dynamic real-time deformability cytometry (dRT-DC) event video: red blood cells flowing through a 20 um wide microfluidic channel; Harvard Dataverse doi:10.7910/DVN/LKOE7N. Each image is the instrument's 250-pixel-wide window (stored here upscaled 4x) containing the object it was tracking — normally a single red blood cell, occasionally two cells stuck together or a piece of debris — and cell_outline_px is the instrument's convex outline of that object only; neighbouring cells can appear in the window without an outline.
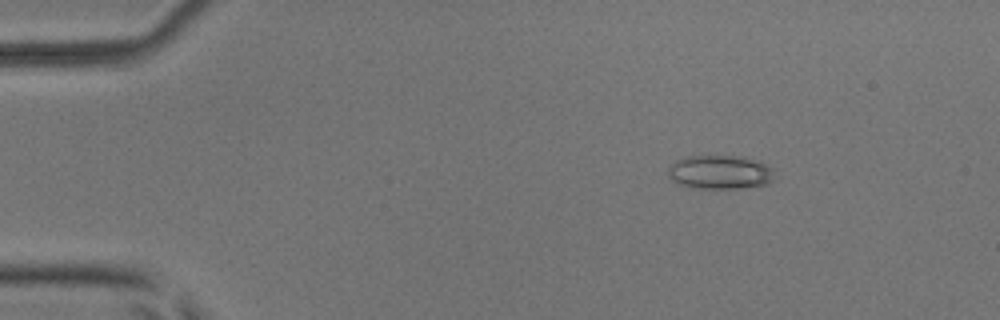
{"species": "common noctule bat (a hibernating species)", "species_latin": "Nyctalus noctula", "temperature_condition": "room temperature", "stored_images_in_passage": 14, "camera_frame_rate_fps": 3000, "um_per_image_px": 0.085, "animal": {"sex": "male", "body_mass_g": 17.9, "forearm_length_mm": 54.2}, "frame": {"image": 1, "passage_image": 3, "time_ms": 0.667, "image_size_px": [1000, 320], "cell_outline_px": [[776, 180], [768, 184], [736, 188], [700, 188], [680, 184], [672, 180], [668, 176], [668, 168], [676, 160], [688, 156], [708, 152], [744, 156], [760, 160], [772, 168]], "centroid_in_image_um": [61.24, 14.56], "position_along_channel_um": 23.8, "area_um2": 21.96}}